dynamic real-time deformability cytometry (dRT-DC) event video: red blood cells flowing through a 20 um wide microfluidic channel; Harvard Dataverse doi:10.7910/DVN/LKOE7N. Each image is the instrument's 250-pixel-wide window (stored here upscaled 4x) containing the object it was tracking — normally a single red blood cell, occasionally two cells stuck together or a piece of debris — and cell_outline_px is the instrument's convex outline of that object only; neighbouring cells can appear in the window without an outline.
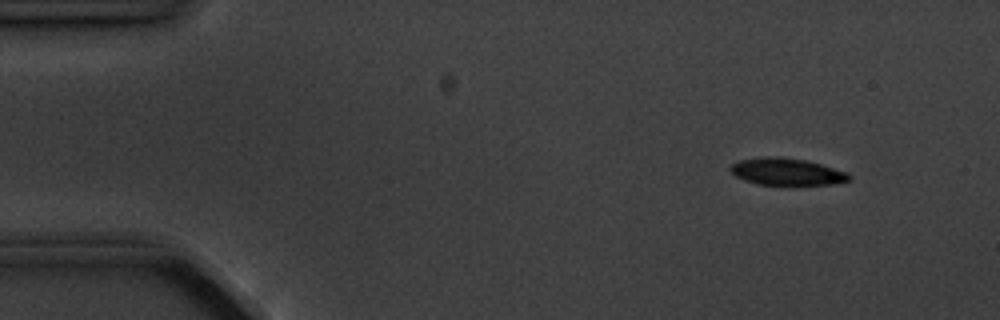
{"species": "common noctule bat (a hibernating species)", "species_latin": "Nyctalus noctula", "temperature_condition": "cold", "stored_images_in_passage": 5, "camera_frame_rate_fps": 3000, "um_per_image_px": 0.085, "animal": {"sex": "male", "body_mass_g": 20.1, "forearm_length_mm": 53.5}, "frame": {"image": 1, "passage_image": 2, "time_ms": 1.333, "image_size_px": [1000, 320], "cell_outline_px": [[852, 176], [848, 180], [828, 184], [756, 184], [744, 180], [736, 176], [728, 168], [732, 164], [740, 160], [764, 156], [780, 156], [804, 160], [820, 164], [848, 172]], "centroid_in_image_um": [66.83, 14.58], "position_along_channel_um": 18.2, "area_um2": 18.44}}